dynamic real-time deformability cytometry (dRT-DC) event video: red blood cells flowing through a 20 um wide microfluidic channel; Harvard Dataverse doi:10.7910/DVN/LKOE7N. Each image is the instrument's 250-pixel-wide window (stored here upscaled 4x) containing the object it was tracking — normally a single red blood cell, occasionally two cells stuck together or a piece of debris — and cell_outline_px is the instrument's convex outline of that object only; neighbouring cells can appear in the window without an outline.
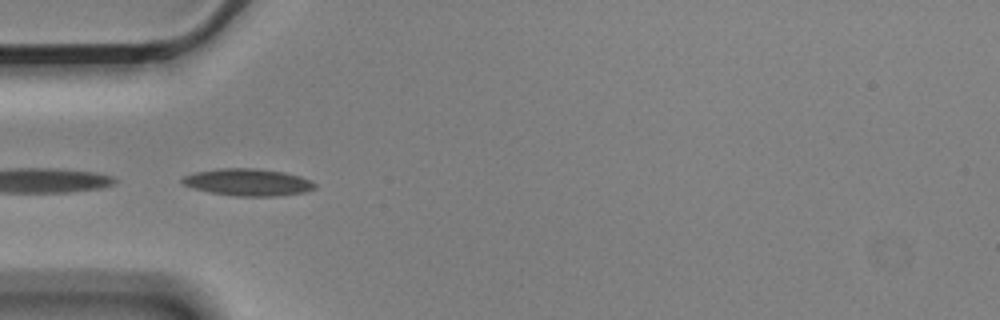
{"species": "Egyptian fruit bat (a non-hibernating species)", "species_latin": "Rousettus aegyptiacus", "temperature_condition": "cold", "stored_images_in_passage": 8, "camera_frame_rate_fps": 3000, "um_per_image_px": 0.085, "animal": {"sex": "male"}, "frame": {"image": 1, "passage_image": 3, "time_ms": 0.667, "image_size_px": [1000, 320], "cell_outline_px": [[316, 188], [304, 192], [276, 196], [236, 196], [208, 192], [192, 188], [184, 184], [180, 180], [184, 176], [196, 172], [220, 168], [256, 168], [284, 172], [300, 176], [312, 180], [316, 184]], "centroid_in_image_um": [21.09, 15.49], "position_along_channel_um": 63.9, "area_um2": 20.98}}
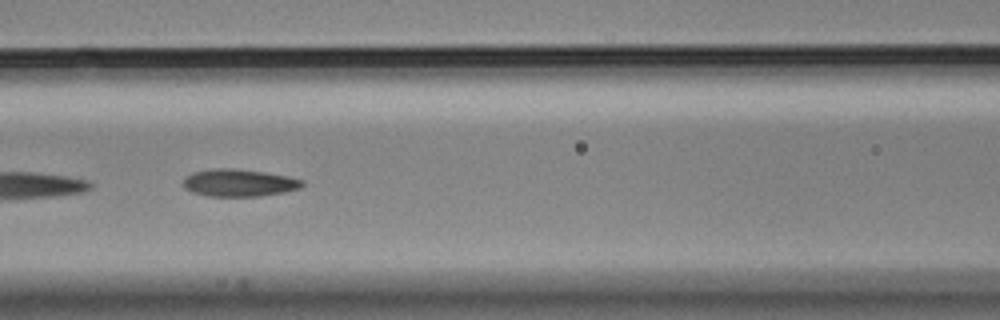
{"frame": {"image": 2, "passage_image": 5, "time_ms": 1.333, "image_size_px": [1000, 320], "cell_outline_px": [[304, 184], [300, 188], [284, 192], [260, 196], [208, 196], [192, 192], [184, 188], [184, 176], [192, 172], [212, 168], [232, 168], [264, 172], [288, 176], [304, 180]], "centroid_in_image_um": [20.3, 15.53], "position_along_channel_um": 146.3, "area_um2": 19.07}}
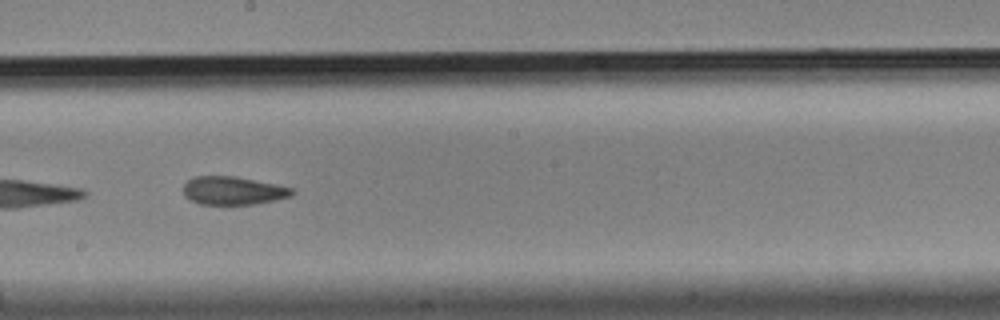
{"frame": {"image": 3, "passage_image": 7, "time_ms": 2.0, "image_size_px": [1000, 320], "cell_outline_px": [[296, 192], [292, 196], [256, 204], [200, 204], [184, 196], [184, 184], [188, 180], [196, 176], [232, 176], [276, 184], [292, 188]], "centroid_in_image_um": [19.83, 16.2], "position_along_channel_um": 228.4, "area_um2": 17.74}}